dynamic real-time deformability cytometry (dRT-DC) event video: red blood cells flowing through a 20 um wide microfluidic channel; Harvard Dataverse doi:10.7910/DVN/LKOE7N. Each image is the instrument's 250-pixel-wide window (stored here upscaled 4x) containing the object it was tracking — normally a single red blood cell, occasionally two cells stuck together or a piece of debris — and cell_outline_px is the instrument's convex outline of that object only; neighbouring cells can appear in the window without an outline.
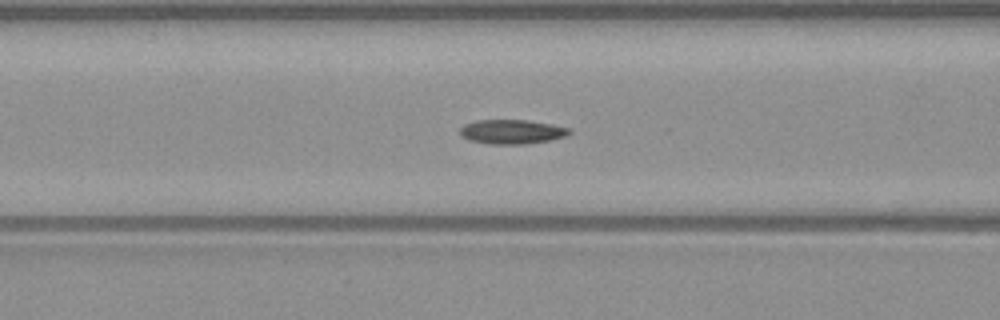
{"species": "common noctule bat (a hibernating species)", "species_latin": "Nyctalus noctula", "temperature_condition": "warm", "stored_images_in_passage": 51, "camera_frame_rate_fps": 3000, "um_per_image_px": 0.085, "animal": {"sex": "male", "body_mass_g": 23.1, "forearm_length_mm": 52.7}, "frame": {"image": 1, "passage_image": 20, "time_ms": 6.333, "image_size_px": [1000, 320], "cell_outline_px": [[572, 132], [568, 136], [528, 144], [488, 144], [468, 140], [460, 136], [460, 128], [464, 124], [476, 120], [528, 120], [552, 124], [572, 128]], "centroid_in_image_um": [43.52, 11.2], "position_along_channel_um": 123.1, "area_um2": 15.78}}
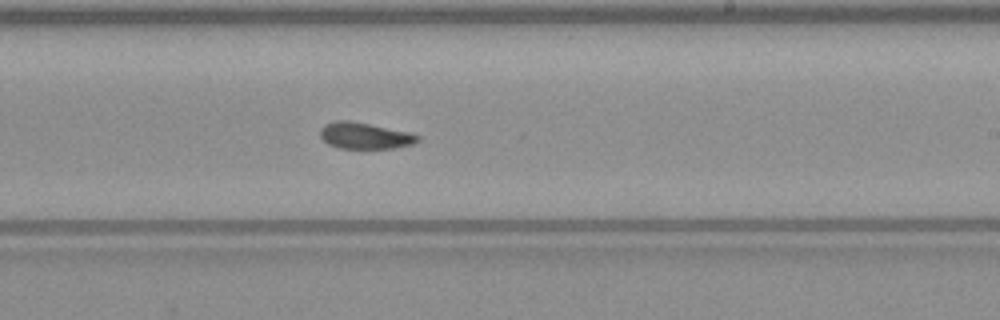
{"frame": {"image": 2, "passage_image": 30, "time_ms": 9.667, "image_size_px": [1000, 320], "cell_outline_px": [[420, 140], [412, 144], [396, 148], [340, 148], [328, 144], [320, 136], [320, 128], [324, 124], [336, 120], [348, 120], [412, 132], [420, 136]], "centroid_in_image_um": [31.02, 11.53], "position_along_channel_um": 258.0, "area_um2": 15.09}}
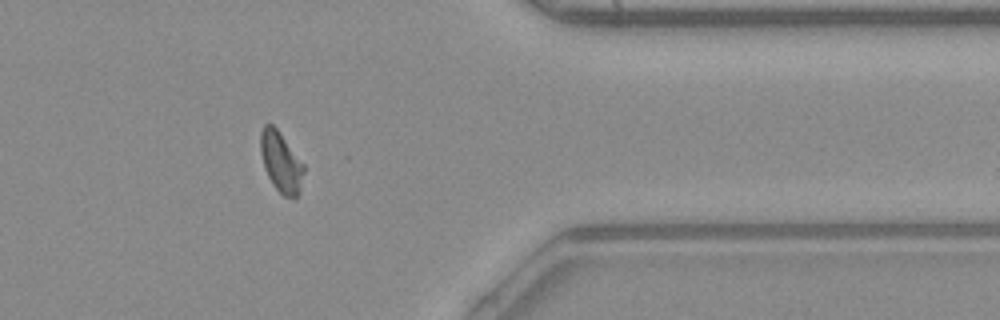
{"frame": {"image": 3, "passage_image": 41, "time_ms": 13.333, "image_size_px": [1000, 320], "cell_outline_px": [[304, 172], [300, 192], [296, 200], [284, 196], [272, 184], [264, 168], [260, 152], [260, 132], [264, 124], [272, 124], [276, 128], [304, 164]], "centroid_in_image_um": [23.88, 13.81], "position_along_channel_um": 387.5, "area_um2": 15.32}, "authors_computed_cell_mechanics": {"area_um2": 15.317, "velocity_mm_per_s": 4.0554, "shape_relaxation_time_tau1_ms": 3.7144, "shape_relaxation_time_tau2_ms": 2.1451, "deformation_change_tau1": 0.1537, "deformation_change_tau2": 0.0818}}